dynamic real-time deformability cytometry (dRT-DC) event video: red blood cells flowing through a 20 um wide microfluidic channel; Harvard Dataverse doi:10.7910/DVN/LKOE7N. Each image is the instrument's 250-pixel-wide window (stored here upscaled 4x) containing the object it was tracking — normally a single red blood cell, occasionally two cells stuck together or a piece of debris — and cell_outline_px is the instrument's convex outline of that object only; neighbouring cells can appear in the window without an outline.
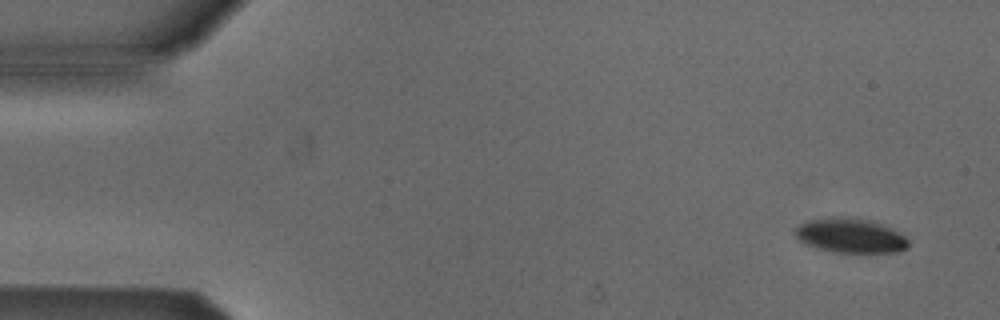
{"species": "Egyptian fruit bat (a non-hibernating species)", "species_latin": "Rousettus aegyptiacus", "temperature_condition": "cold", "stored_images_in_passage": 6, "camera_frame_rate_fps": 3000, "um_per_image_px": 0.085, "animal": {"sex": "male"}, "frame": {"image": 1, "passage_image": 2, "time_ms": 1.0, "image_size_px": [1000, 320], "cell_outline_px": [[908, 248], [896, 252], [836, 252], [816, 248], [804, 244], [796, 236], [796, 228], [800, 224], [808, 220], [832, 216], [856, 216], [880, 224], [900, 232], [908, 240]], "centroid_in_image_um": [72.27, 20.01], "position_along_channel_um": 12.7, "area_um2": 22.89}}
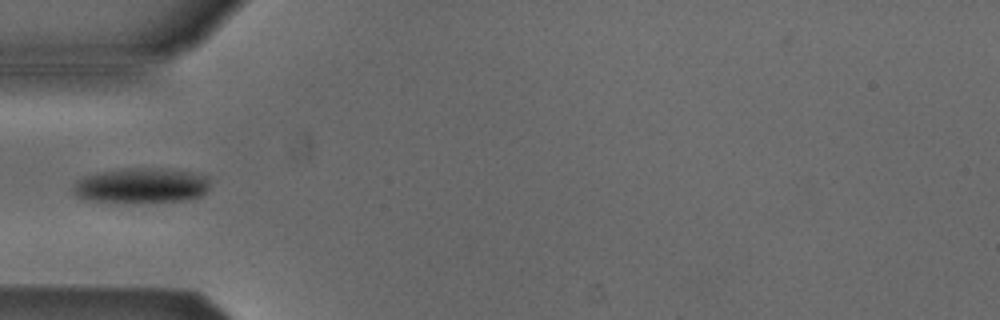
{"frame": {"image": 2, "passage_image": 5, "time_ms": 5.667, "image_size_px": [1000, 320], "cell_outline_px": [[208, 188], [200, 196], [192, 200], [80, 200], [72, 192], [72, 184], [76, 180], [84, 176], [96, 172], [124, 168], [152, 168], [192, 172], [208, 176]], "centroid_in_image_um": [11.95, 15.73], "position_along_channel_um": 73.1, "area_um2": 27.46}}
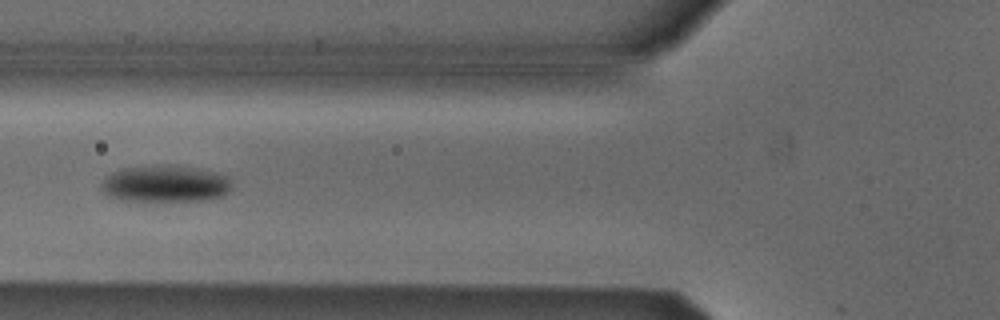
{"frame": {"image": 3, "passage_image": 6, "time_ms": 6.667, "image_size_px": [1000, 320], "cell_outline_px": [[232, 188], [228, 192], [220, 196], [204, 200], [120, 200], [108, 196], [100, 188], [104, 180], [112, 172], [124, 168], [164, 164], [176, 164], [200, 168], [216, 172], [228, 176], [232, 184]], "centroid_in_image_um": [14.08, 15.59], "position_along_channel_um": 111.7, "area_um2": 28.09}}